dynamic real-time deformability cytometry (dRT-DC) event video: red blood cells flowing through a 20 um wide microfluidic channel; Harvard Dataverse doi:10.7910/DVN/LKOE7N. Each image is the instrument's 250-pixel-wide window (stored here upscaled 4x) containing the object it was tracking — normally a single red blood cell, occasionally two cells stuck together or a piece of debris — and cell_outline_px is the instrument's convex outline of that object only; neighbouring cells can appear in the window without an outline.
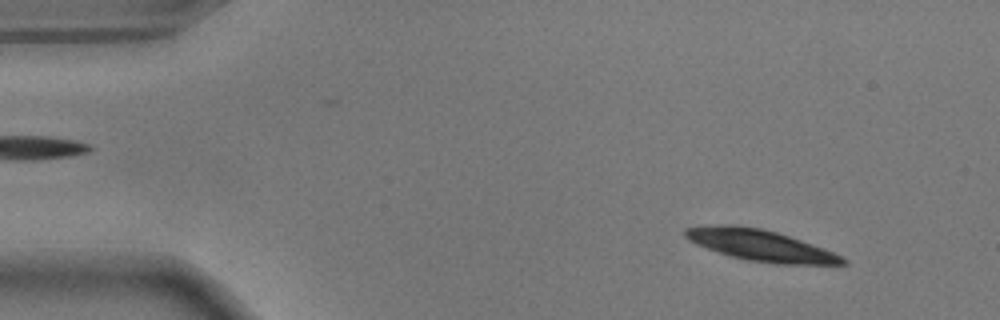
{"species": "common noctule bat (a hibernating species)", "species_latin": "Nyctalus noctula", "temperature_condition": "warm", "stored_images_in_passage": 53, "camera_frame_rate_fps": 3000, "um_per_image_px": 0.085, "animal": {"sex": "male", "body_mass_g": 17.9}, "frame": {"image": 1, "passage_image": 5, "time_ms": 1.333, "image_size_px": [1000, 320], "cell_outline_px": [[848, 264], [776, 264], [748, 260], [732, 256], [696, 244], [688, 240], [684, 236], [684, 228], [728, 224], [732, 224], [760, 228], [776, 232], [812, 244], [832, 252], [848, 260]], "centroid_in_image_um": [64.63, 20.85], "position_along_channel_um": 20.4, "area_um2": 28.09}}